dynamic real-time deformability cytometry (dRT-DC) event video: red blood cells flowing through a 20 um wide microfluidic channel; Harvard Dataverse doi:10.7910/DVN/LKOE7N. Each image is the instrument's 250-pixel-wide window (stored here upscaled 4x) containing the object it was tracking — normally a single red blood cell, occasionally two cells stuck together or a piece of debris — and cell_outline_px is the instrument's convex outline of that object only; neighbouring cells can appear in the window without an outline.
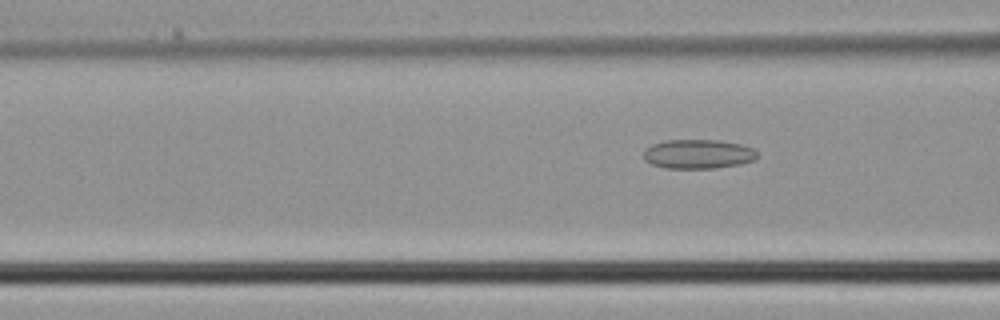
{"species": "common noctule bat (a hibernating species)", "species_latin": "Nyctalus noctula", "temperature_condition": "cold", "stored_images_in_passage": 3, "camera_frame_rate_fps": 3000, "um_per_image_px": 0.085, "animal": {"sex": "male", "body_mass_g": 21.5, "forearm_length_mm": 52.0}, "frame": {"image": 1, "passage_image": 3, "time_ms": 0.667, "image_size_px": [1000, 320], "cell_outline_px": [[756, 156], [752, 160], [740, 164], [716, 168], [664, 168], [652, 164], [644, 160], [644, 148], [652, 144], [664, 140], [720, 140], [740, 144], [752, 148], [756, 152]], "centroid_in_image_um": [59.29, 13.09], "position_along_channel_um": 107.3, "area_um2": 19.36}}